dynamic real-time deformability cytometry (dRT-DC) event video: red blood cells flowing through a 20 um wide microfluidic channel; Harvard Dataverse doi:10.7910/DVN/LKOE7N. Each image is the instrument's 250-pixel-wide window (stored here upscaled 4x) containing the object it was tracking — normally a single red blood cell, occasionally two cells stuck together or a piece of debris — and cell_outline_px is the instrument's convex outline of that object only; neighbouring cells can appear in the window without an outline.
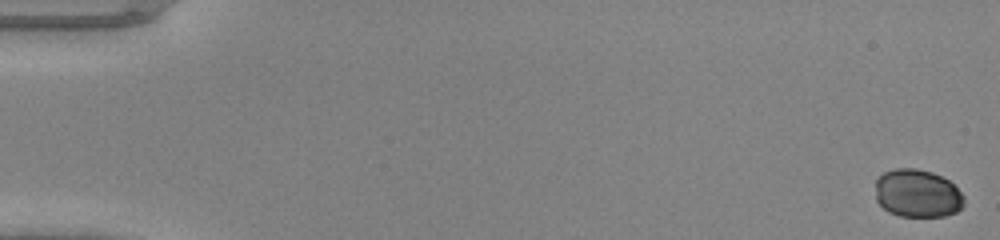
{"species": "common noctule bat (a hibernating species)", "species_latin": "Nyctalus noctula", "temperature_condition": "warm", "stored_images_in_passage": 49, "camera_frame_rate_fps": 3000, "um_per_image_px": 0.085, "animal": {"sex": "male", "body_mass_g": 20.0, "forearm_length_mm": 53.3}, "frame": {"image": 1, "passage_image": 1, "time_ms": 0.0, "image_size_px": [1000, 240], "cell_outline_px": [[964, 204], [956, 212], [944, 216], [900, 216], [888, 212], [876, 200], [876, 180], [884, 172], [896, 168], [916, 168], [932, 172], [948, 180], [964, 196]], "centroid_in_image_um": [77.97, 16.44], "position_along_channel_um": 7.0, "area_um2": 24.74}}
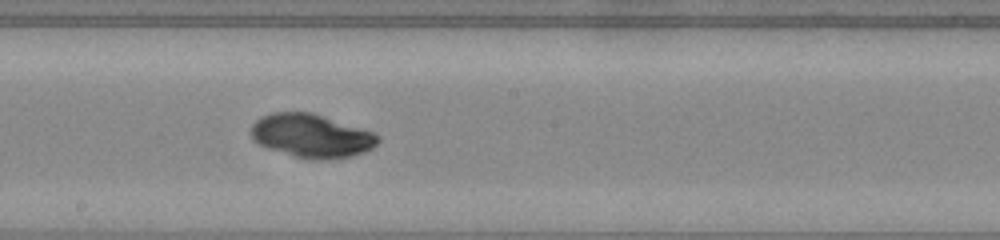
{"frame": {"image": 2, "passage_image": 28, "time_ms": 9.0, "image_size_px": [1000, 240], "cell_outline_px": [[380, 140], [372, 148], [364, 152], [352, 156], [328, 160], [308, 160], [292, 156], [268, 148], [252, 140], [252, 124], [260, 116], [272, 112], [312, 112], [372, 132], [380, 136]], "centroid_in_image_um": [26.46, 11.56], "position_along_channel_um": 221.7, "area_um2": 32.31}}
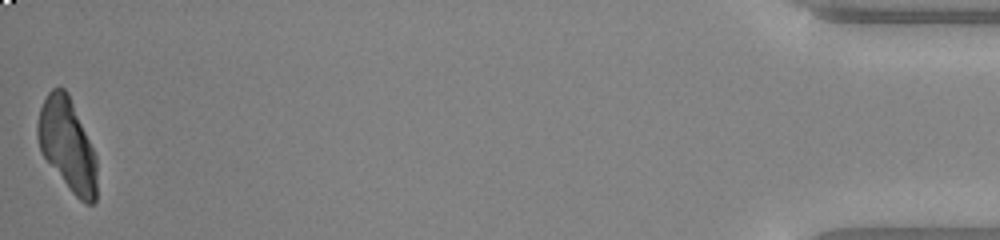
{"frame": {"image": 3, "passage_image": 49, "time_ms": 16.0, "image_size_px": [1000, 240], "cell_outline_px": [[96, 200], [92, 204], [88, 204], [80, 200], [72, 192], [40, 152], [36, 136], [36, 124], [40, 108], [48, 92], [52, 88], [64, 88], [68, 92], [96, 156]], "centroid_in_image_um": [5.7, 12.29], "position_along_channel_um": 429.5, "area_um2": 31.62}}